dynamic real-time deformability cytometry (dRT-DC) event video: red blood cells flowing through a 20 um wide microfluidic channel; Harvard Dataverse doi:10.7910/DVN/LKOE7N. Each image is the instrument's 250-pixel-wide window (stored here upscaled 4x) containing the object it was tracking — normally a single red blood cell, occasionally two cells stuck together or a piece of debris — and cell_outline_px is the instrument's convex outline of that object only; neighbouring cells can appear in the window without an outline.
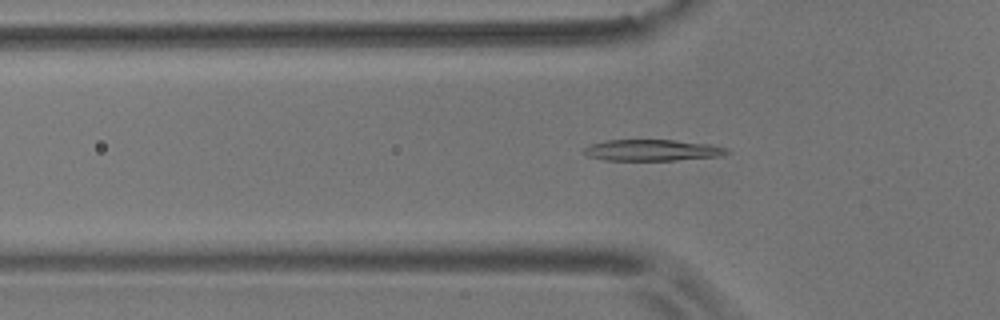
{"species": "common noctule bat (a hibernating species)", "species_latin": "Nyctalus noctula", "temperature_condition": "room temperature", "stored_images_in_passage": 34, "camera_frame_rate_fps": 3000, "um_per_image_px": 0.085, "animal": {"sex": "male", "body_mass_g": 17.9}, "frame": {"image": 1, "passage_image": 7, "time_ms": 2.0, "image_size_px": [1000, 320], "cell_outline_px": [[732, 152], [720, 156], [676, 160], [604, 160], [588, 156], [584, 152], [584, 148], [592, 144], [608, 140], [672, 140], [708, 144], [728, 148]], "centroid_in_image_um": [55.48, 12.77], "position_along_channel_um": 70.3, "area_um2": 17.57}}
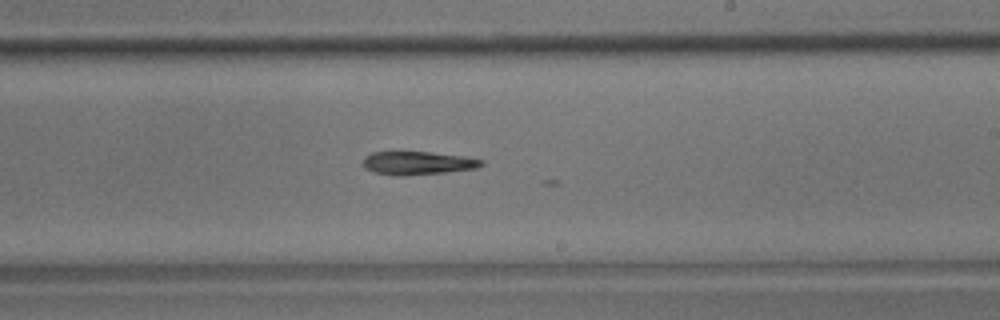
{"frame": {"image": 2, "passage_image": 22, "time_ms": 7.0, "image_size_px": [1000, 320], "cell_outline_px": [[484, 164], [476, 168], [444, 172], [404, 176], [400, 176], [372, 172], [364, 168], [364, 156], [372, 152], [432, 152], [464, 156], [484, 160]], "centroid_in_image_um": [35.49, 13.86], "position_along_channel_um": 253.5, "area_um2": 16.07}}
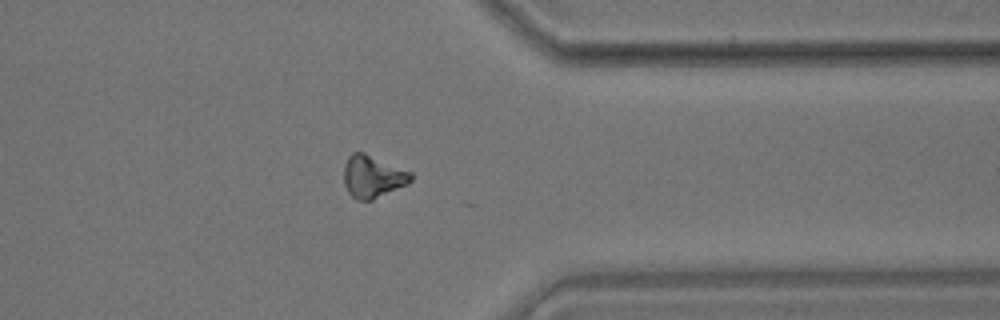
{"frame": {"image": 3, "passage_image": 33, "time_ms": 10.667, "image_size_px": [1000, 320], "cell_outline_px": [[412, 180], [408, 184], [372, 200], [356, 200], [348, 192], [344, 184], [344, 164], [348, 156], [352, 152], [364, 152], [412, 172]], "centroid_in_image_um": [31.67, 15.0], "position_along_channel_um": 379.7, "area_um2": 16.65}, "authors_computed_cell_mechanics": {"area_um2": 16.5886, "velocity_mm_per_s": 3.6481, "shape_relaxation_time_tau1_ms": 5.0296, "shape_relaxation_time_tau2_ms": null, "deformation_change_tau1": 0.1322, "deformation_change_tau2": null}}